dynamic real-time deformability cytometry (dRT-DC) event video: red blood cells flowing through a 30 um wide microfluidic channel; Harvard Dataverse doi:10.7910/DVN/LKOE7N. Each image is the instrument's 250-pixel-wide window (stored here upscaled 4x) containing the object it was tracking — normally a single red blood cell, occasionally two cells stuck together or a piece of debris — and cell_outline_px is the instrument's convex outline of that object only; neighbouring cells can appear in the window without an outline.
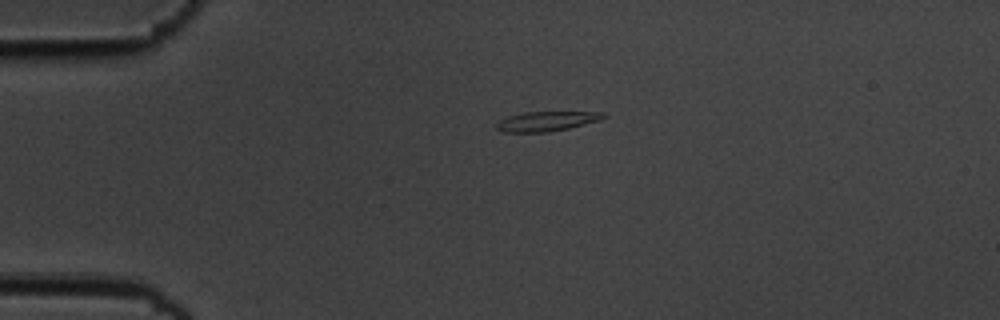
{"species": "common noctule bat (a hibernating species)", "species_latin": "Nyctalus noctula", "temperature_condition": "cold", "stored_images_in_passage": 44, "camera_frame_rate_fps": 3000, "um_per_image_px": 0.085, "animal": {"sex": "male", "body_mass_g": 19.5, "forearm_length_mm": 54.6}, "frame": {"image": 1, "passage_image": 1, "time_ms": 0.0, "image_size_px": [1000, 320], "cell_outline_px": [[608, 116], [600, 120], [568, 128], [548, 132], [504, 132], [496, 128], [496, 124], [500, 120], [508, 116], [524, 112], [604, 112]], "centroid_in_image_um": [46.47, 10.3], "position_along_channel_um": 38.5, "area_um2": 12.2}}
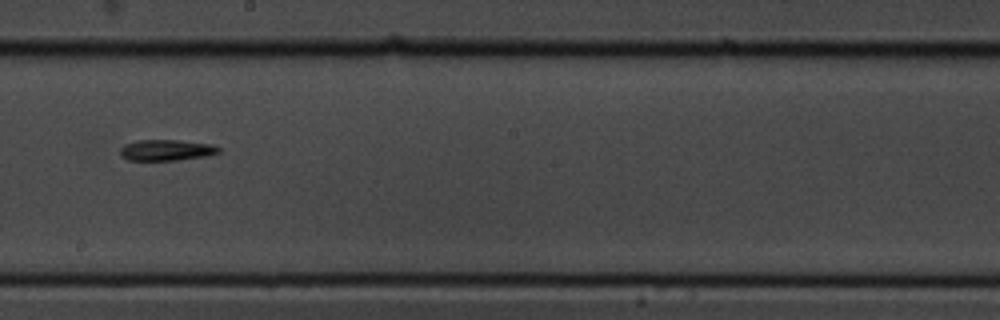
{"frame": {"image": 2, "passage_image": 20, "time_ms": 6.333, "image_size_px": [1000, 320], "cell_outline_px": [[220, 152], [208, 156], [176, 160], [128, 160], [120, 156], [120, 148], [124, 144], [136, 140], [176, 140], [212, 144], [220, 148]], "centroid_in_image_um": [14.12, 12.76], "position_along_channel_um": 234.1, "area_um2": 12.14}}
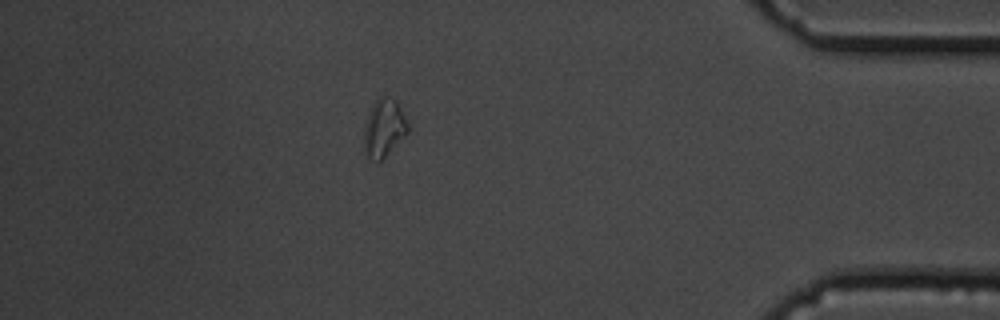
{"frame": {"image": 3, "passage_image": 37, "time_ms": 12.0, "image_size_px": [1000, 320], "cell_outline_px": [[408, 132], [376, 164], [368, 156], [364, 148], [364, 128], [372, 104], [380, 96], [384, 96], [396, 100], [408, 124]], "centroid_in_image_um": [32.62, 10.87], "position_along_channel_um": 402.6, "area_um2": 14.39}, "authors_computed_cell_mechanics": {"area_um2": 12.1958, "velocity_mm_per_s": 3.6354, "shape_relaxation_time_tau1_ms": 3.5631, "shape_relaxation_time_tau2_ms": 4.5163, "deformation_change_tau1": 0.1414, "deformation_change_tau2": 0.1259}}